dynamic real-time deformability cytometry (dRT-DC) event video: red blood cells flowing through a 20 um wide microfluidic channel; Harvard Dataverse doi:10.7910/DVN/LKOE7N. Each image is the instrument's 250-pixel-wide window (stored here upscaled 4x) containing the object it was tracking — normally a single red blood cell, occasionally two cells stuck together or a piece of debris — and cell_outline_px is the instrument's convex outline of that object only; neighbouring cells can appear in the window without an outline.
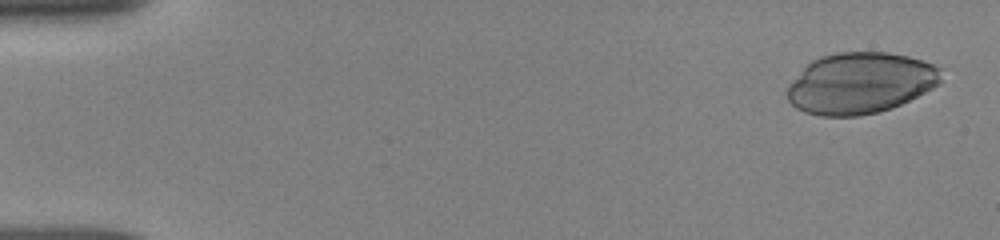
{"species": "human", "species_latin": "Homo sapiens", "temperature_condition": "room temperature", "stored_images_in_passage": 19, "camera_frame_rate_fps": 3000, "um_per_image_px": 0.085, "donor": {"sex": "female"}, "frame": {"image": 1, "passage_image": 1, "time_ms": 0.0, "image_size_px": [1000, 240], "cell_outline_px": [[940, 84], [892, 108], [880, 112], [860, 116], [820, 116], [804, 112], [796, 108], [788, 100], [788, 84], [812, 60], [820, 56], [836, 52], [888, 52], [908, 56], [932, 64], [940, 68]], "centroid_in_image_um": [73.1, 7.07], "position_along_channel_um": 11.9, "area_um2": 54.74}}
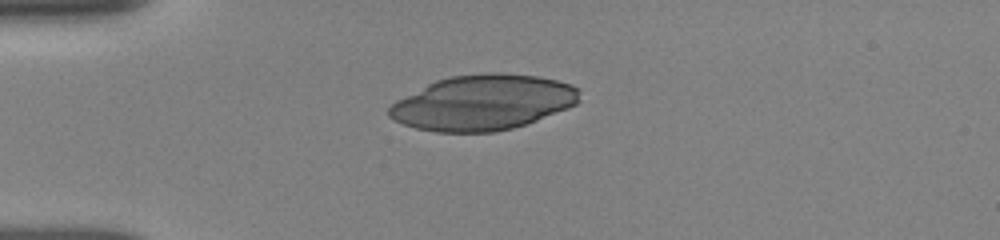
{"frame": {"image": 2, "passage_image": 9, "time_ms": 3.667, "image_size_px": [1000, 240], "cell_outline_px": [[580, 100], [576, 104], [568, 108], [536, 120], [512, 128], [492, 132], [436, 132], [416, 128], [404, 124], [388, 116], [388, 108], [396, 100], [436, 80], [452, 76], [484, 72], [500, 72], [540, 76], [572, 84], [580, 92]], "centroid_in_image_um": [41.06, 8.7], "position_along_channel_um": 43.9, "area_um2": 61.27}}